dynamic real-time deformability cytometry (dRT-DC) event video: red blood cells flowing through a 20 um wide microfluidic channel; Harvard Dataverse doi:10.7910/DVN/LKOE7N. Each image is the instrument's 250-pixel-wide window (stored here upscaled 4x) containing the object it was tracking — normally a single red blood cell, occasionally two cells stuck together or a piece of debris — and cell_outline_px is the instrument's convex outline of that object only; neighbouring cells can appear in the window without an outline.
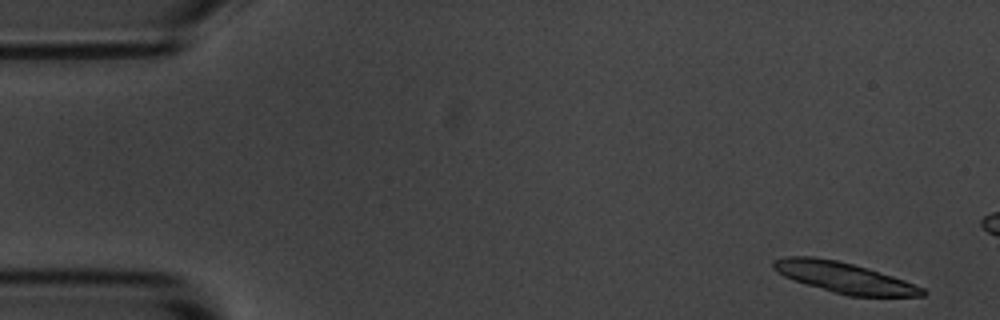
{"species": "common noctule bat (a hibernating species)", "species_latin": "Nyctalus noctula", "temperature_condition": "room temperature", "stored_images_in_passage": 5, "camera_frame_rate_fps": 3000, "um_per_image_px": 0.085, "animal": {"sex": "male", "body_mass_g": 20.1, "forearm_length_mm": 53.5}, "frame": {"image": 1, "passage_image": 1, "time_ms": 0.0, "image_size_px": [1000, 320], "cell_outline_px": [[928, 292], [924, 296], [848, 296], [832, 292], [792, 280], [776, 272], [772, 268], [772, 260], [788, 256], [812, 256], [836, 260], [868, 268], [904, 280], [924, 288]], "centroid_in_image_um": [71.72, 23.59], "position_along_channel_um": 13.3, "area_um2": 26.7}}